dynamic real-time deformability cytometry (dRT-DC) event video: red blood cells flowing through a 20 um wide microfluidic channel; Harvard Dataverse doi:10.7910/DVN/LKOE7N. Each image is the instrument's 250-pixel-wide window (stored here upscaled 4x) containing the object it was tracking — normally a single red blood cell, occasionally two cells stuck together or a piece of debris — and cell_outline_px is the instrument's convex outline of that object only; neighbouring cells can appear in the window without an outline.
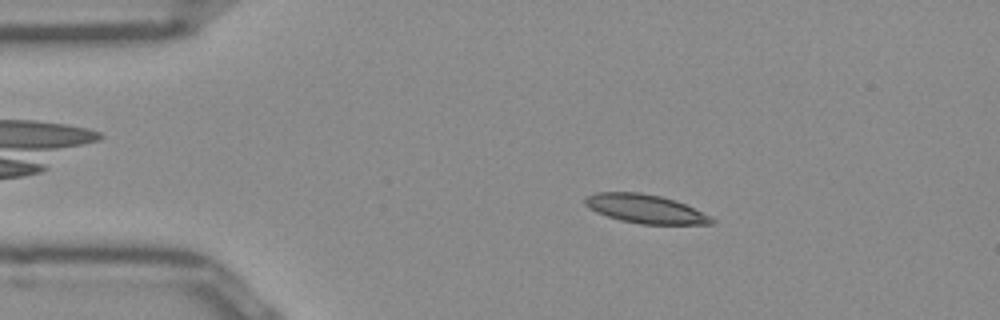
{"species": "Egyptian fruit bat (a non-hibernating species)", "species_latin": "Rousettus aegyptiacus", "temperature_condition": "room temperature", "stored_images_in_passage": 51, "camera_frame_rate_fps": 3000, "um_per_image_px": 0.085, "frame": {"image": 1, "passage_image": 9, "time_ms": 2.667, "image_size_px": [1000, 320], "cell_outline_px": [[716, 224], [640, 224], [620, 220], [596, 212], [588, 208], [584, 204], [584, 196], [596, 192], [640, 192], [660, 196], [684, 204], [712, 216], [716, 220]], "centroid_in_image_um": [54.83, 17.75], "position_along_channel_um": 30.2, "area_um2": 21.27}}
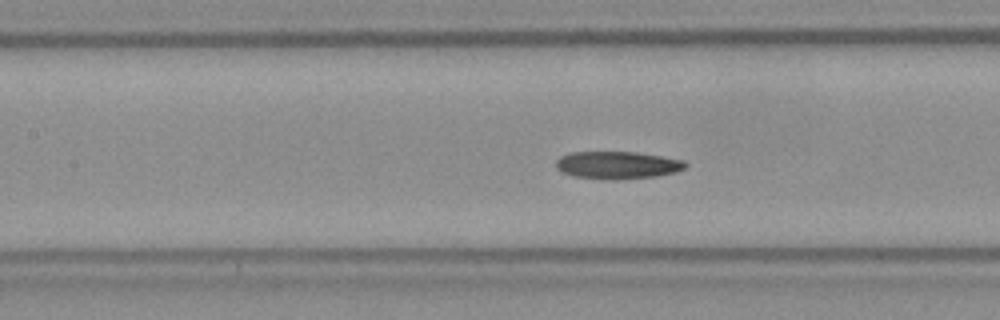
{"frame": {"image": 2, "passage_image": 22, "time_ms": 7.0, "image_size_px": [1000, 320], "cell_outline_px": [[688, 164], [684, 168], [676, 172], [656, 176], [616, 180], [612, 180], [572, 176], [560, 172], [556, 168], [556, 160], [560, 156], [572, 152], [636, 152], [684, 160]], "centroid_in_image_um": [52.45, 14.04], "position_along_channel_um": 154.9, "area_um2": 20.87}}
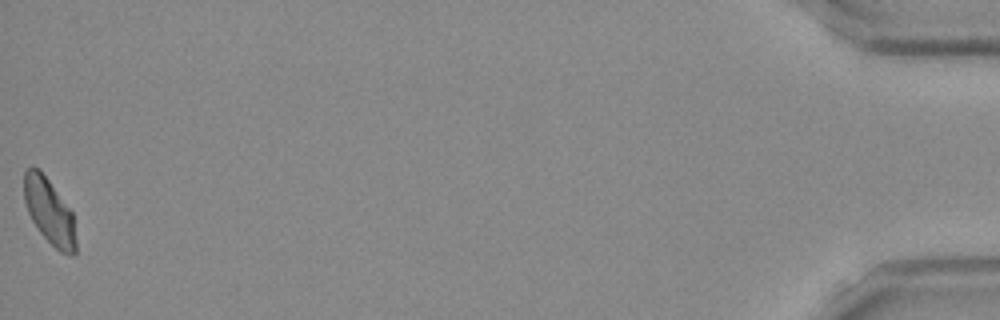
{"frame": {"image": 3, "passage_image": 51, "time_ms": 16.667, "image_size_px": [1000, 320], "cell_outline_px": [[76, 256], [72, 256], [60, 252], [40, 232], [32, 220], [28, 212], [24, 200], [24, 172], [32, 164], [48, 180], [72, 212], [76, 240]], "centroid_in_image_um": [4.2, 18.0], "position_along_channel_um": 431.0, "area_um2": 19.54}, "authors_computed_cell_mechanics": {"area_um2": 20.5768, "velocity_mm_per_s": 3.9307, "shape_relaxation_time_tau1_ms": null, "shape_relaxation_time_tau2_ms": 5.1013, "deformation_change_tau1": null, "deformation_change_tau2": 0.1029}}